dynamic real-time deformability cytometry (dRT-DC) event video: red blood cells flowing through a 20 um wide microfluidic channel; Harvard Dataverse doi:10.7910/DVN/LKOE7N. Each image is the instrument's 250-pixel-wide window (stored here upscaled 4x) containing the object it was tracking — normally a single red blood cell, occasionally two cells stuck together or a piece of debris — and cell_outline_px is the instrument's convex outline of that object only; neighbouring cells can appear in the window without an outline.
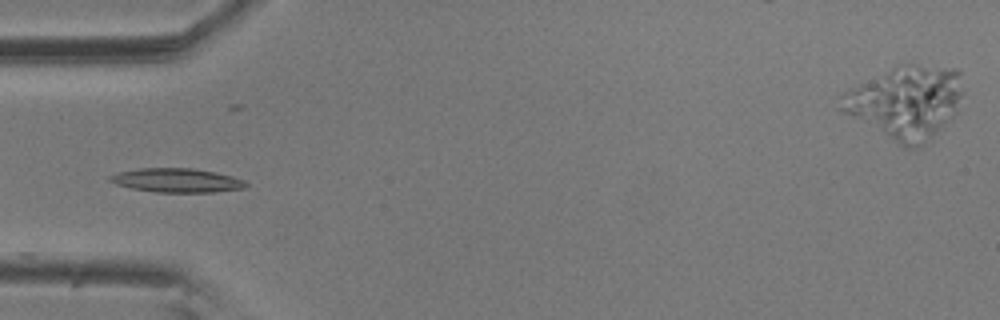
{"species": "common noctule bat (a hibernating species)", "species_latin": "Nyctalus noctula", "temperature_condition": "room temperature", "stored_images_in_passage": 7, "camera_frame_rate_fps": 3000, "um_per_image_px": 0.085, "animal": {"sex": "male", "body_mass_g": 20.5, "forearm_length_mm": 52.5}, "frame": {"image": 1, "passage_image": 1, "time_ms": 0.0, "image_size_px": [1000, 320], "cell_outline_px": [[248, 184], [244, 188], [212, 192], [156, 192], [132, 188], [116, 184], [108, 180], [108, 176], [116, 172], [140, 168], [192, 168], [216, 172], [232, 176], [244, 180]], "centroid_in_image_um": [15.0, 15.32], "position_along_channel_um": 70.0, "area_um2": 19.02}}
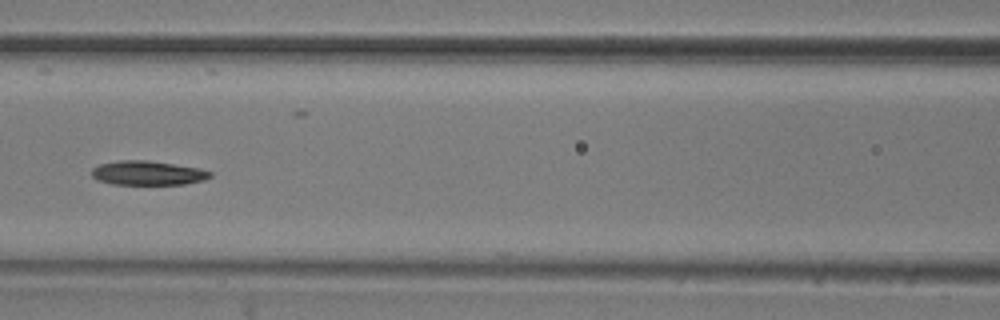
{"frame": {"image": 2, "passage_image": 3, "time_ms": 0.667, "image_size_px": [1000, 320], "cell_outline_px": [[212, 176], [204, 180], [184, 184], [112, 184], [96, 180], [92, 176], [92, 168], [100, 164], [120, 160], [148, 160], [200, 168], [212, 172]], "centroid_in_image_um": [12.56, 14.7], "position_along_channel_um": 154.0, "area_um2": 16.76}}
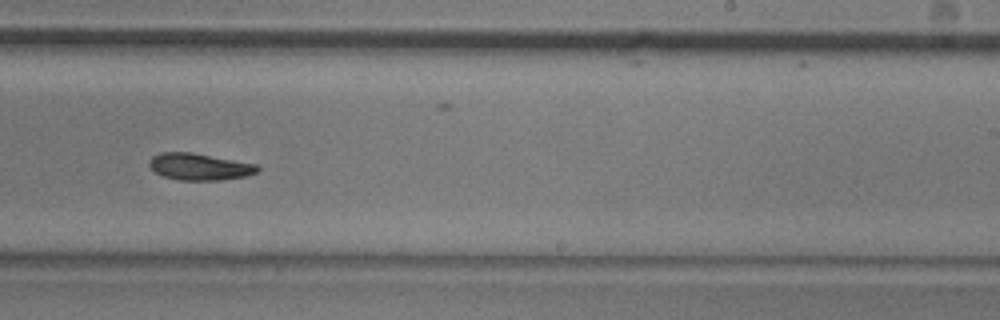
{"frame": {"image": 3, "passage_image": 6, "time_ms": 1.667, "image_size_px": [1000, 320], "cell_outline_px": [[260, 168], [256, 172], [244, 176], [220, 180], [180, 180], [164, 176], [156, 172], [148, 164], [148, 160], [152, 156], [160, 152], [192, 152], [256, 164]], "centroid_in_image_um": [16.92, 14.16], "position_along_channel_um": 272.1, "area_um2": 16.76}}